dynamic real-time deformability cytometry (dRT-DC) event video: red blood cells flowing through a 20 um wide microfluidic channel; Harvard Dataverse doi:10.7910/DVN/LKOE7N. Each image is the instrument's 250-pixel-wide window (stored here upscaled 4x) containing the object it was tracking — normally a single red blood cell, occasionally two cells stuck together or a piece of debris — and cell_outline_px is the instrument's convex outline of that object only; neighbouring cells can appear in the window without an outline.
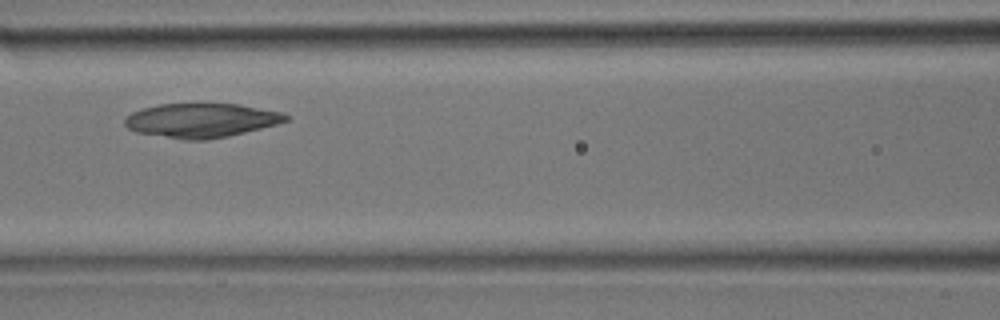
{"species": "common noctule bat (a hibernating species)", "species_latin": "Nyctalus noctula", "temperature_condition": "room temperature", "stored_images_in_passage": 28, "camera_frame_rate_fps": 3000, "um_per_image_px": 0.085, "animal": {"sex": "male", "body_mass_g": 17.9}, "frame": {"image": 1, "passage_image": 9, "time_ms": 2.667, "image_size_px": [1000, 320], "cell_outline_px": [[288, 120], [276, 124], [228, 136], [204, 140], [184, 140], [136, 132], [128, 128], [124, 124], [124, 116], [140, 108], [160, 104], [240, 104], [284, 112], [288, 116]], "centroid_in_image_um": [17.07, 10.22], "position_along_channel_um": 149.5, "area_um2": 32.14}}
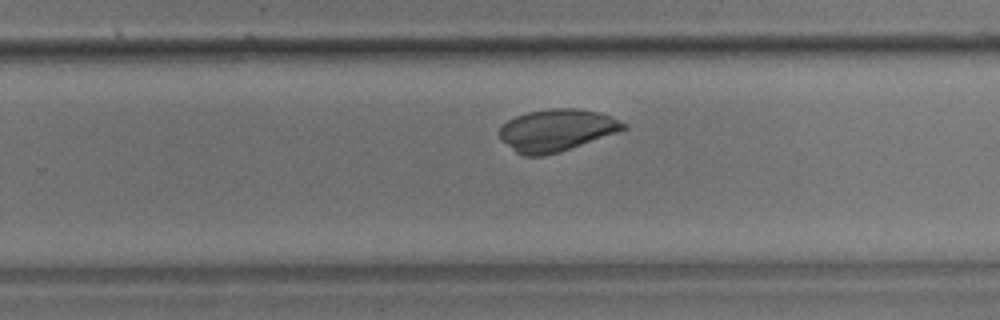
{"frame": {"image": 2, "passage_image": 16, "time_ms": 5.0, "image_size_px": [1000, 320], "cell_outline_px": [[628, 128], [620, 132], [560, 152], [544, 156], [524, 156], [516, 152], [500, 140], [500, 128], [508, 120], [516, 116], [528, 112], [552, 108], [576, 108], [600, 112], [628, 124]], "centroid_in_image_um": [47.34, 11.07], "position_along_channel_um": 282.5, "area_um2": 30.58}}
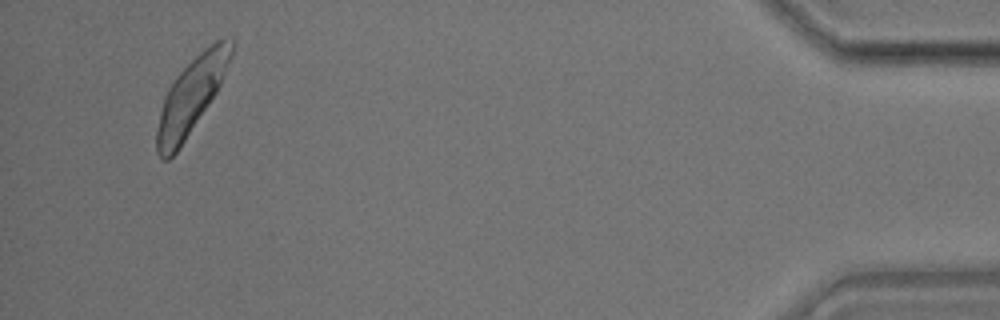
{"frame": {"image": 3, "passage_image": 27, "time_ms": 8.667, "image_size_px": [1000, 320], "cell_outline_px": [[232, 56], [220, 84], [216, 92], [180, 148], [168, 160], [164, 160], [156, 152], [156, 132], [160, 112], [164, 96], [168, 88], [176, 76], [204, 48], [216, 40], [224, 36], [232, 40]], "centroid_in_image_um": [16.24, 8.16], "position_along_channel_um": 419.0, "area_um2": 32.14}}